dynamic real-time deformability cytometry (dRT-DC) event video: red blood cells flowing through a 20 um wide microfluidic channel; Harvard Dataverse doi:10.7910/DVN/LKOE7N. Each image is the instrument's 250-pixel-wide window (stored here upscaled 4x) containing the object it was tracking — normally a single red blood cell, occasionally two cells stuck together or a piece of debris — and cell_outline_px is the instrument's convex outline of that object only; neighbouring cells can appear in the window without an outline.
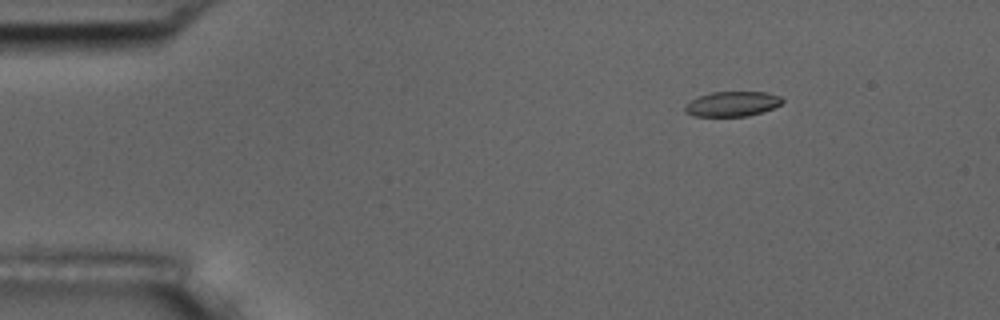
{"species": "common noctule bat (a hibernating species)", "species_latin": "Nyctalus noctula", "temperature_condition": "room temperature", "stored_images_in_passage": 3, "camera_frame_rate_fps": 3000, "um_per_image_px": 0.085, "animal": {"sex": "male", "body_mass_g": 17.5, "forearm_length_mm": 52.3}, "frame": {"image": 1, "passage_image": 1, "time_ms": 0.0, "image_size_px": [1000, 320], "cell_outline_px": [[784, 100], [780, 104], [772, 108], [748, 116], [692, 116], [684, 112], [684, 104], [700, 96], [712, 92], [768, 92], [780, 96]], "centroid_in_image_um": [62.21, 8.83], "position_along_channel_um": 22.8, "area_um2": 14.1}}